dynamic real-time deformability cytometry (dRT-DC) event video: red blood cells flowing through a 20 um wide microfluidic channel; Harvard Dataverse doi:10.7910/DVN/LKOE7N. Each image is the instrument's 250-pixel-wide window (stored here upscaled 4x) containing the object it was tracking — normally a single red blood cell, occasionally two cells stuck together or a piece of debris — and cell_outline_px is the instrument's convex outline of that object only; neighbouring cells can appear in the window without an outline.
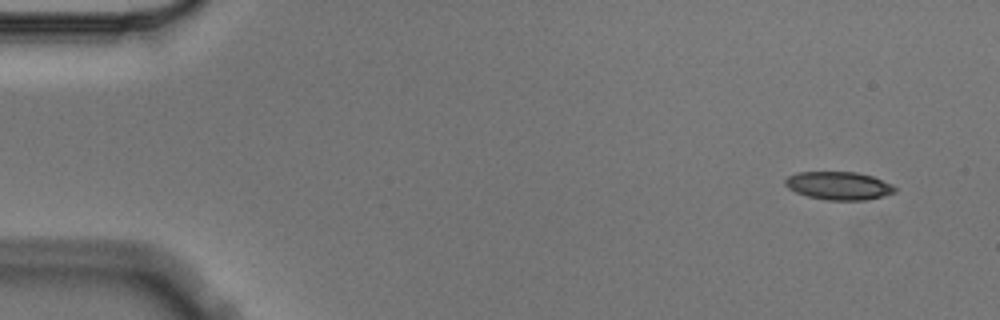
{"species": "Egyptian fruit bat (a non-hibernating species)", "species_latin": "Rousettus aegyptiacus", "temperature_condition": "cold", "stored_images_in_passage": 4, "camera_frame_rate_fps": 3000, "um_per_image_px": 0.085, "animal": {"sex": "male"}, "frame": {"image": 1, "passage_image": 1, "time_ms": 0.0, "image_size_px": [1000, 320], "cell_outline_px": [[896, 192], [884, 196], [868, 200], [828, 200], [808, 196], [796, 192], [788, 188], [784, 184], [784, 180], [788, 176], [796, 172], [856, 172], [872, 176], [892, 184], [896, 188]], "centroid_in_image_um": [71.3, 15.78], "position_along_channel_um": 13.7, "area_um2": 18.03}}
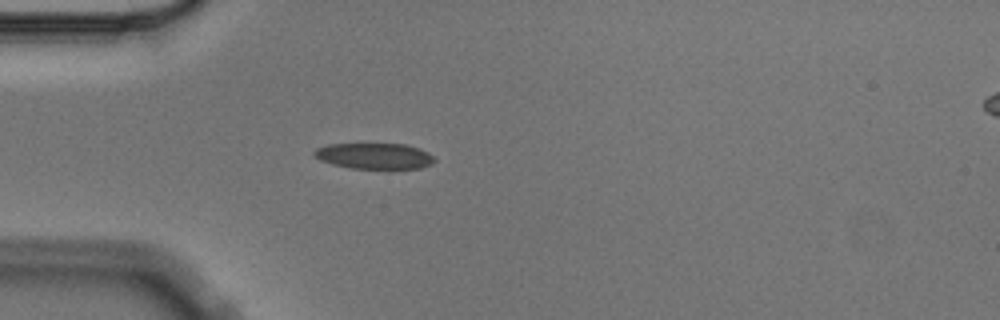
{"frame": {"image": 2, "passage_image": 4, "time_ms": 1.0, "image_size_px": [1000, 320], "cell_outline_px": [[436, 160], [432, 164], [420, 168], [352, 168], [332, 164], [320, 160], [312, 152], [316, 148], [328, 144], [404, 144], [420, 148], [428, 152]], "centroid_in_image_um": [31.83, 13.25], "position_along_channel_um": 53.2, "area_um2": 18.03}}